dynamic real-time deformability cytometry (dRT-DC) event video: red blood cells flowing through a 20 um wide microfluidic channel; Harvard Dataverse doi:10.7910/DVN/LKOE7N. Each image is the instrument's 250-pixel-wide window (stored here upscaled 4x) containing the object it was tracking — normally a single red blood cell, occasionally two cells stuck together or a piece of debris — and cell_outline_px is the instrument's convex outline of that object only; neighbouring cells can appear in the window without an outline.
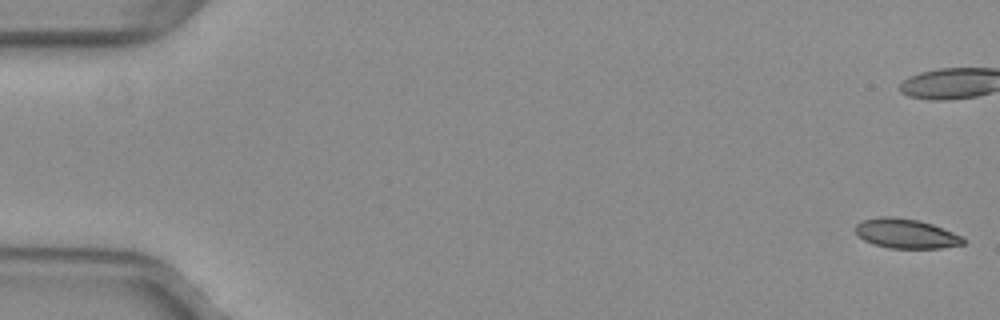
{"species": "common noctule bat (a hibernating species)", "species_latin": "Nyctalus noctula", "temperature_condition": "warm", "stored_images_in_passage": 42, "camera_frame_rate_fps": 3000, "um_per_image_px": 0.085, "animal": {"sex": "female", "body_mass_g": 29.2, "forearm_length_mm": 56.3}, "frame": {"image": 1, "passage_image": 1, "time_ms": 0.0, "image_size_px": [1000, 320], "cell_outline_px": [[964, 244], [940, 248], [888, 248], [864, 240], [856, 232], [856, 224], [864, 220], [880, 216], [892, 216], [920, 220], [932, 224], [964, 236]], "centroid_in_image_um": [77.04, 19.84], "position_along_channel_um": 8.0, "area_um2": 18.5}}